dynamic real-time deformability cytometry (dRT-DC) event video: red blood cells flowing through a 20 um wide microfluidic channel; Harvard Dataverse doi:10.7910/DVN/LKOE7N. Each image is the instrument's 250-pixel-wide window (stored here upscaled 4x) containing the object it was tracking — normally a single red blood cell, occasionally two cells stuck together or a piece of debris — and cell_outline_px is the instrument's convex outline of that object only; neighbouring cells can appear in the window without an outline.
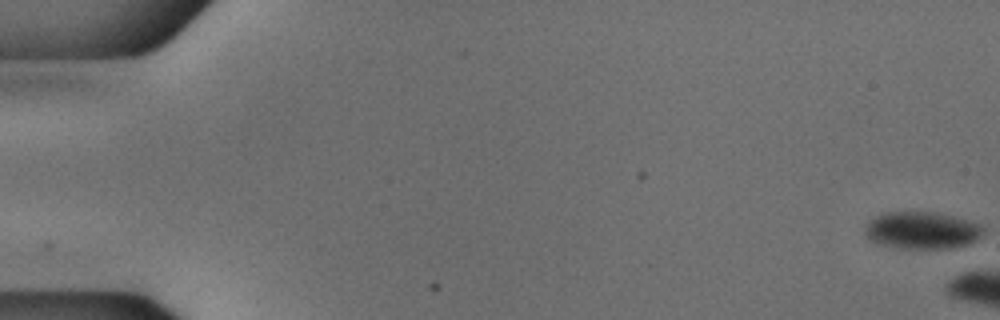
{"species": "common noctule bat (a hibernating species)", "species_latin": "Nyctalus noctula", "temperature_condition": "cold", "stored_images_in_passage": 14, "camera_frame_rate_fps": 3000, "um_per_image_px": 0.085, "animal": {"sex": "male", "body_mass_g": 18.8}, "frame": {"image": 1, "passage_image": 1, "time_ms": 0.0, "image_size_px": [1000, 320], "cell_outline_px": [[984, 232], [980, 236], [964, 244], [952, 248], [896, 248], [876, 244], [868, 240], [864, 232], [864, 228], [868, 220], [872, 216], [884, 212], [932, 212], [952, 216], [968, 220], [980, 224], [984, 228]], "centroid_in_image_um": [78.26, 19.57], "position_along_channel_um": 6.7, "area_um2": 25.78}}